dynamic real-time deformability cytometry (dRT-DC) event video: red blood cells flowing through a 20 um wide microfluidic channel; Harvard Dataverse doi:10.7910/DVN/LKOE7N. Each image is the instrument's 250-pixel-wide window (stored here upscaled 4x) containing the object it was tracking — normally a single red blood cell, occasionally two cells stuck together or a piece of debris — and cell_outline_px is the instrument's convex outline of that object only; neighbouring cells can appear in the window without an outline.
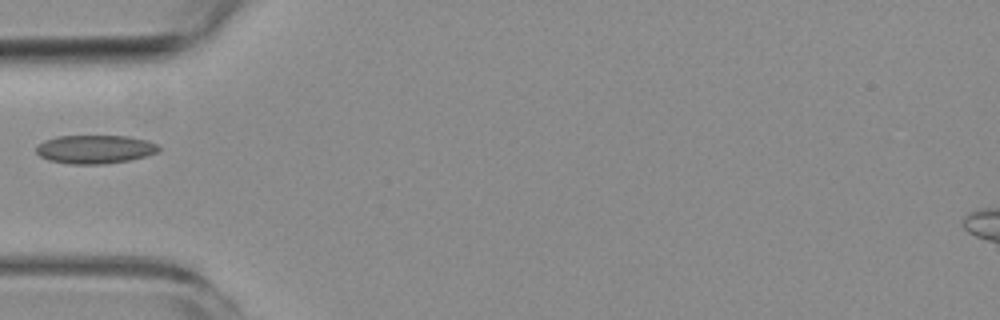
{"species": "common noctule bat (a hibernating species)", "species_latin": "Nyctalus noctula", "temperature_condition": "room temperature", "stored_images_in_passage": 1, "camera_frame_rate_fps": 3000, "um_per_image_px": 0.085, "animal": {"sex": "female", "body_mass_g": 19.3, "forearm_length_mm": 54.1}, "frame": {"image": 1, "passage_image": 1, "time_ms": 0.0, "image_size_px": [1000, 320], "cell_outline_px": [[160, 148], [156, 152], [144, 156], [128, 160], [104, 164], [68, 164], [48, 160], [40, 156], [36, 152], [36, 144], [44, 140], [56, 136], [128, 136], [148, 140], [156, 144]], "centroid_in_image_um": [8.02, 12.68], "position_along_channel_um": 77.0, "area_um2": 20.4}}